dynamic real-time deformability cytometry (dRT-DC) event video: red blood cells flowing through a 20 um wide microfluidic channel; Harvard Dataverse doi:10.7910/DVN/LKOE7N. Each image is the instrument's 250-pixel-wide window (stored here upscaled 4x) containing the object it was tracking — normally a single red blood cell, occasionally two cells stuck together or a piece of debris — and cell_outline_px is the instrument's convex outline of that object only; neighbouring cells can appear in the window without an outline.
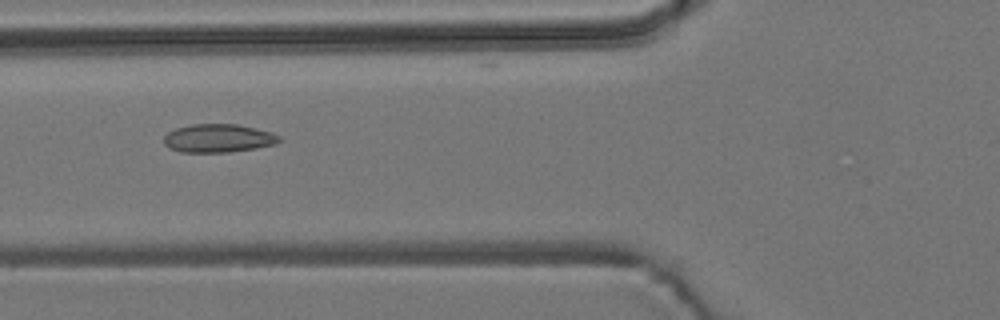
{"species": "common noctule bat (a hibernating species)", "species_latin": "Nyctalus noctula", "temperature_condition": "room temperature", "stored_images_in_passage": 6, "camera_frame_rate_fps": 3000, "um_per_image_px": 0.085, "animal": {"sex": "male", "body_mass_g": 19.2, "forearm_length_mm": 51.8}, "frame": {"image": 1, "passage_image": 4, "time_ms": 1.0, "image_size_px": [1000, 320], "cell_outline_px": [[284, 140], [276, 144], [256, 148], [228, 152], [180, 152], [168, 148], [164, 144], [164, 136], [168, 132], [176, 128], [192, 124], [236, 124], [256, 128], [272, 132], [280, 136]], "centroid_in_image_um": [18.58, 11.75], "position_along_channel_um": 107.2, "area_um2": 19.25}}
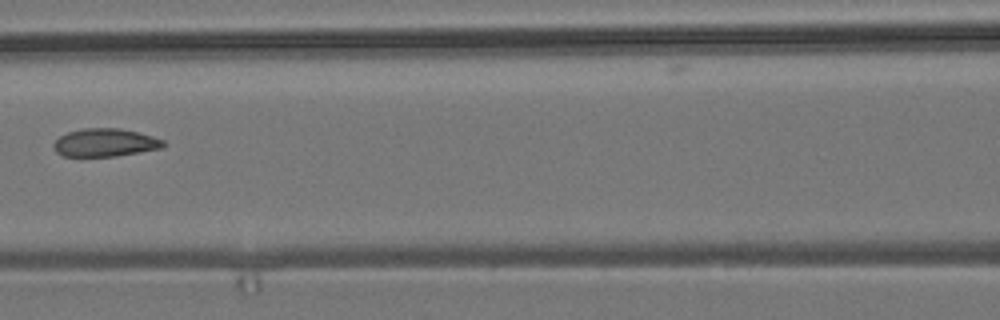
{"frame": {"image": 2, "passage_image": 5, "time_ms": 1.333, "image_size_px": [1000, 320], "cell_outline_px": [[164, 144], [160, 148], [116, 156], [64, 156], [56, 152], [52, 144], [60, 136], [68, 132], [84, 128], [120, 128], [152, 136], [164, 140]], "centroid_in_image_um": [8.89, 12.12], "position_along_channel_um": 157.7, "area_um2": 17.69}}
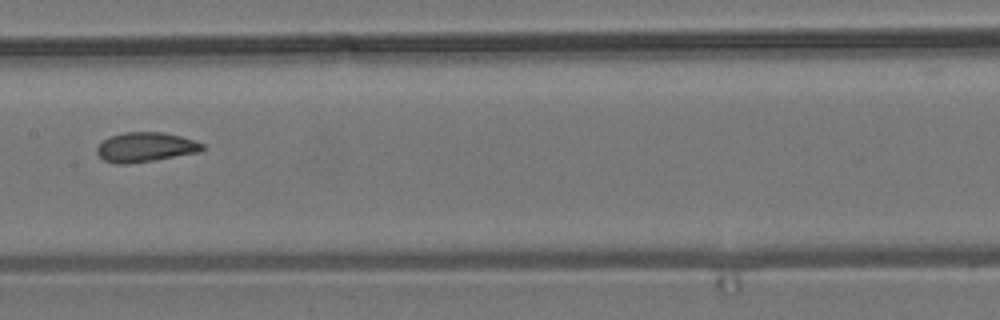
{"frame": {"image": 3, "passage_image": 6, "time_ms": 1.667, "image_size_px": [1000, 320], "cell_outline_px": [[208, 148], [200, 152], [128, 164], [116, 164], [104, 160], [96, 152], [96, 148], [108, 136], [124, 132], [164, 132], [180, 136], [204, 144]], "centroid_in_image_um": [12.37, 12.5], "position_along_channel_um": 195.0, "area_um2": 18.21}}